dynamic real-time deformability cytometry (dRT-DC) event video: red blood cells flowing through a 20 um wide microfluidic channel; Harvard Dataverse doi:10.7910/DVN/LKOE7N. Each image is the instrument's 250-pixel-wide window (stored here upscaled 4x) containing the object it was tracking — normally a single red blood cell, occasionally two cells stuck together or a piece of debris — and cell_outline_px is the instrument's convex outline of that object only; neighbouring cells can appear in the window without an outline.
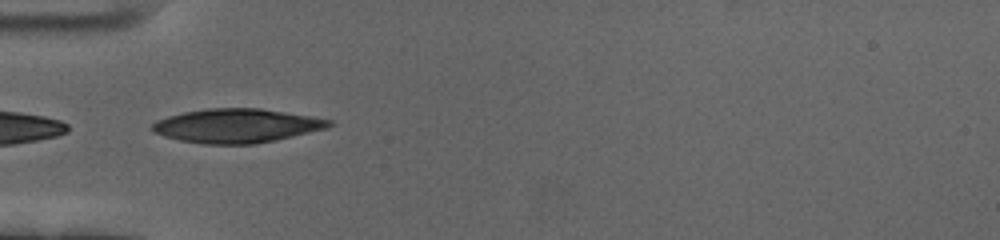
{"species": "human", "species_latin": "Homo sapiens", "temperature_condition": "cold", "stored_images_in_passage": 41, "camera_frame_rate_fps": 3000, "um_per_image_px": 0.085, "donor": {"sex": "female"}, "frame": {"image": 1, "passage_image": 1, "time_ms": 0.0, "image_size_px": [1000, 240], "cell_outline_px": [[336, 124], [328, 128], [276, 140], [256, 144], [204, 144], [180, 140], [164, 136], [156, 132], [152, 128], [152, 124], [156, 120], [168, 116], [184, 112], [208, 108], [260, 108], [312, 116], [332, 120]], "centroid_in_image_um": [20.17, 10.68], "position_along_channel_um": 64.8, "area_um2": 35.08}}
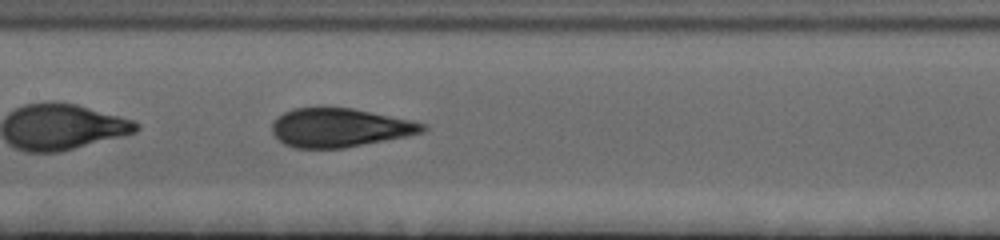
{"frame": {"image": 2, "passage_image": 11, "time_ms": 3.333, "image_size_px": [1000, 240], "cell_outline_px": [[428, 128], [424, 132], [408, 136], [344, 148], [292, 148], [284, 144], [272, 132], [272, 124], [284, 112], [292, 108], [352, 108], [412, 120], [424, 124]], "centroid_in_image_um": [28.9, 10.86], "position_along_channel_um": 178.5, "area_um2": 33.87}}
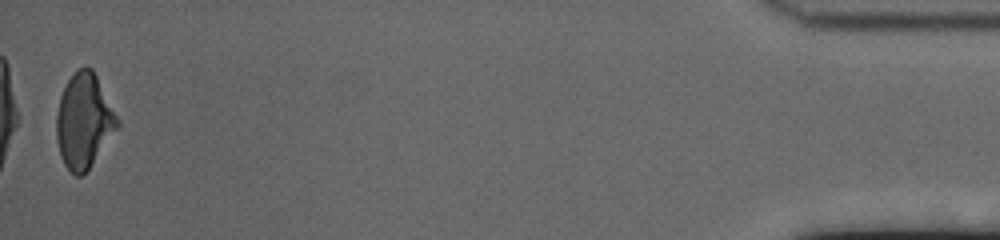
{"frame": {"image": 3, "passage_image": 40, "time_ms": 13.0, "image_size_px": [1000, 240], "cell_outline_px": [[120, 124], [88, 168], [80, 176], [76, 176], [64, 164], [60, 156], [56, 140], [56, 116], [60, 96], [68, 80], [80, 68], [92, 68], [120, 120]], "centroid_in_image_um": [7.12, 10.28], "position_along_channel_um": 428.1, "area_um2": 32.95}, "authors_computed_cell_mechanics": {"area_um2": 34.5644, "velocity_mm_per_s": 3.4544, "shape_relaxation_time_tau1_ms": 3.7823, "shape_relaxation_time_tau2_ms": 0.9369, "deformation_change_tau1": 0.1764, "deformation_change_tau2": 0.0612}}